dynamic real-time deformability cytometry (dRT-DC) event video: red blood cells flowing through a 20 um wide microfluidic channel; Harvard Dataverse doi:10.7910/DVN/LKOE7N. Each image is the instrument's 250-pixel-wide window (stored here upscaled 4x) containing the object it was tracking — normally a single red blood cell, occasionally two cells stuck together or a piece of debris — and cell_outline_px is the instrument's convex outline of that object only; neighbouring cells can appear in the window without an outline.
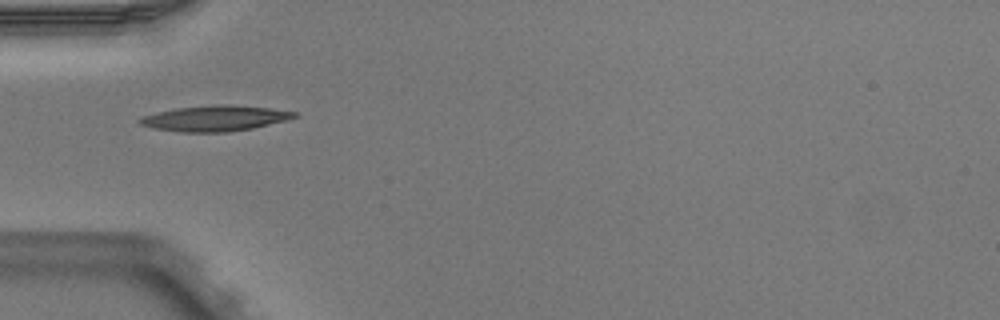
{"species": "Egyptian fruit bat (a non-hibernating species)", "species_latin": "Rousettus aegyptiacus", "temperature_condition": "warm", "stored_images_in_passage": 1, "camera_frame_rate_fps": 3000, "um_per_image_px": 0.085, "animal": {"sex": "male"}, "frame": {"image": 1, "passage_image": 1, "time_ms": 0.0, "image_size_px": [1000, 320], "cell_outline_px": [[300, 116], [288, 120], [252, 128], [228, 132], [180, 132], [152, 128], [140, 124], [136, 120], [140, 116], [156, 112], [176, 108], [216, 104], [228, 104], [268, 108], [296, 112]], "centroid_in_image_um": [18.24, 10.05], "position_along_channel_um": 66.8, "area_um2": 23.24}}